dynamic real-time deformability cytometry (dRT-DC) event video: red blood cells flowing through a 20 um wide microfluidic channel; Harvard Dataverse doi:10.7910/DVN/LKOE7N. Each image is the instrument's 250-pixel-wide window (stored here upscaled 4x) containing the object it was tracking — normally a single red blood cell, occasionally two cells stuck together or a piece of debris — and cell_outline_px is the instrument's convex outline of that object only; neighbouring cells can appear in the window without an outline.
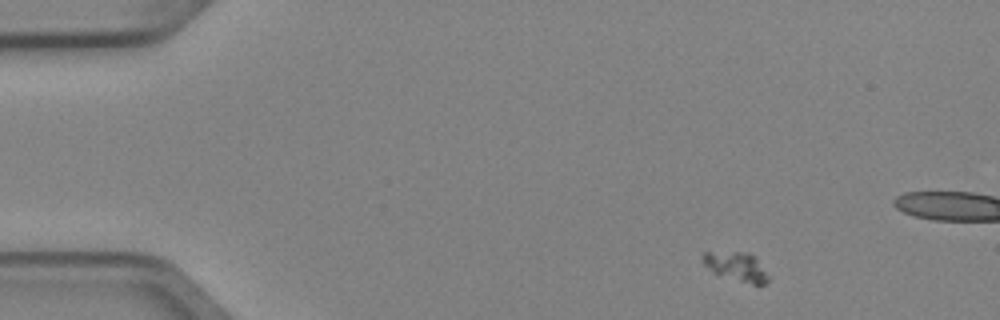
{"species": "Egyptian fruit bat (a non-hibernating species)", "species_latin": "Rousettus aegyptiacus", "temperature_condition": "cold", "stored_images_in_passage": 4, "camera_frame_rate_fps": 3000, "um_per_image_px": 0.085, "animal": {"sex": "female"}, "frame": {"image": 1, "passage_image": 1, "time_ms": 0.0, "image_size_px": [1000, 320], "cell_outline_px": [[768, 280], [764, 284], [752, 284], [712, 272], [704, 264], [700, 256], [704, 252], [748, 252], [756, 256], [768, 276]], "centroid_in_image_um": [62.57, 22.63], "position_along_channel_um": 22.4, "area_um2": 10.92}}